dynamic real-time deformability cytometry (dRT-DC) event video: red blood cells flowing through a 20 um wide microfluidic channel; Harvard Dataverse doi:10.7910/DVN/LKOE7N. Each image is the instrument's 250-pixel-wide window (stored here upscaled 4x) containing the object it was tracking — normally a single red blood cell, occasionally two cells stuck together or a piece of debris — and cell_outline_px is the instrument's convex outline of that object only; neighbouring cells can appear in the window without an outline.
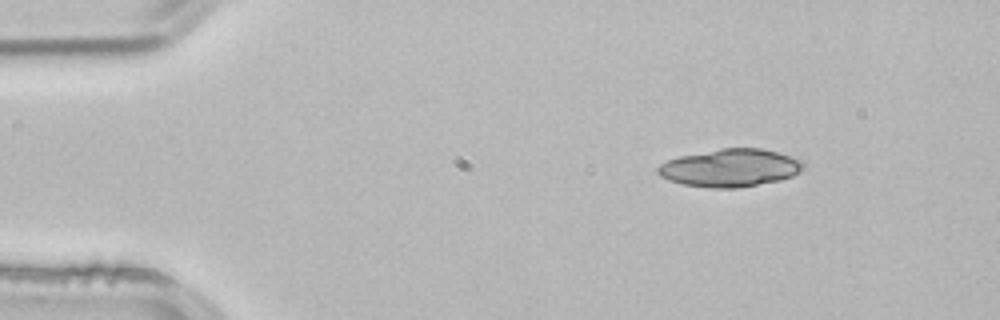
{"species": "common noctule bat (a hibernating species)", "species_latin": "Nyctalus noctula", "temperature_condition": "room temperature", "stored_images_in_passage": 2, "camera_frame_rate_fps": 3000, "um_per_image_px": 0.085, "animal": {"sex": "male", "body_mass_g": 21.5, "forearm_length_mm": 52.0}, "frame": {"image": 1, "passage_image": 1, "time_ms": 0.0, "image_size_px": [1000, 320], "cell_outline_px": [[804, 164], [800, 172], [792, 176], [780, 180], [736, 188], [708, 188], [680, 184], [668, 180], [660, 176], [656, 172], [656, 168], [660, 164], [668, 160], [680, 156], [720, 148], [760, 148], [776, 152], [800, 160]], "centroid_in_image_um": [62.01, 14.28], "position_along_channel_um": 23.0, "area_um2": 31.96}}